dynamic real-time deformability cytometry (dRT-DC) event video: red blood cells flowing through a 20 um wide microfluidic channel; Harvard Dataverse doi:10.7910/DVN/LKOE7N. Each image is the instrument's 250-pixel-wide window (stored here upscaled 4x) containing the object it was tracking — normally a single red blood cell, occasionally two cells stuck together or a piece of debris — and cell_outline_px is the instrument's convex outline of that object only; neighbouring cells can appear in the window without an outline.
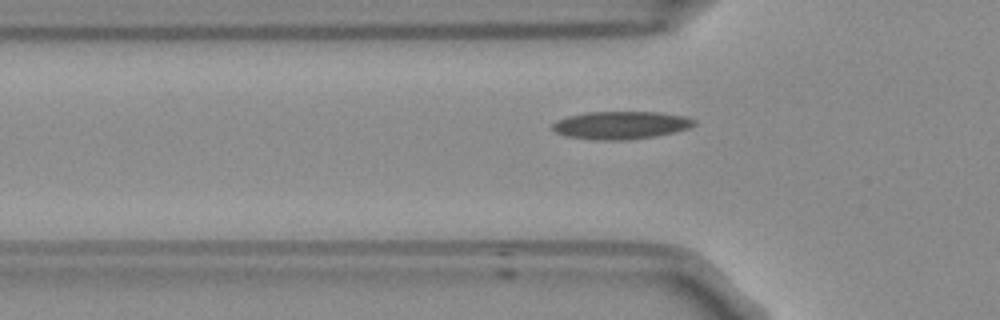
{"species": "Egyptian fruit bat (a non-hibernating species)", "species_latin": "Rousettus aegyptiacus", "temperature_condition": "room temperature", "stored_images_in_passage": 39, "camera_frame_rate_fps": 3000, "um_per_image_px": 0.085, "frame": {"image": 1, "passage_image": 3, "time_ms": 0.667, "image_size_px": [1000, 320], "cell_outline_px": [[696, 124], [688, 128], [676, 132], [656, 136], [624, 140], [600, 140], [568, 136], [556, 132], [552, 128], [552, 124], [556, 120], [568, 116], [588, 112], [660, 112], [688, 116], [696, 120]], "centroid_in_image_um": [52.83, 10.63], "position_along_channel_um": 73.0, "area_um2": 23.0}}
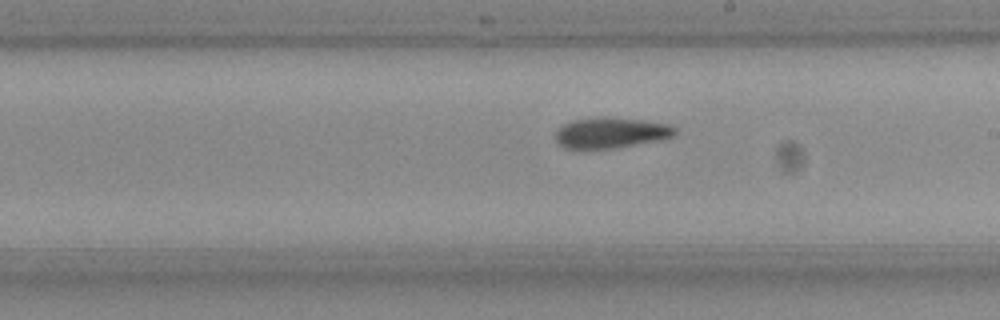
{"frame": {"image": 2, "passage_image": 16, "time_ms": 5.0, "image_size_px": [1000, 320], "cell_outline_px": [[676, 132], [672, 136], [660, 140], [616, 148], [564, 148], [556, 140], [556, 132], [564, 124], [572, 120], [596, 116], [612, 116], [644, 120], [672, 124], [676, 128]], "centroid_in_image_um": [51.96, 11.25], "position_along_channel_um": 237.0, "area_um2": 21.62}}
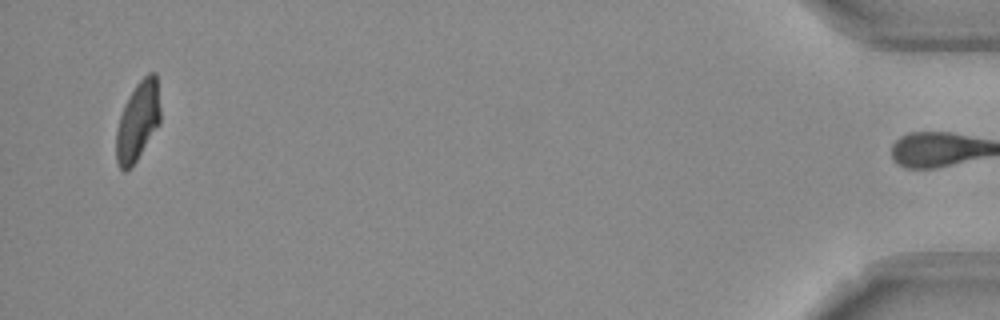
{"frame": {"image": 3, "passage_image": 38, "time_ms": 12.333, "image_size_px": [1000, 320], "cell_outline_px": [[160, 124], [132, 168], [124, 172], [116, 164], [116, 128], [124, 104], [128, 96], [136, 84], [148, 72], [156, 72], [160, 108]], "centroid_in_image_um": [11.71, 10.33], "position_along_channel_um": 423.5, "area_um2": 20.75}, "authors_computed_cell_mechanics": {"area_um2": 21.4438, "velocity_mm_per_s": 3.7578, "shape_relaxation_time_tau1_ms": null, "shape_relaxation_time_tau2_ms": 4.3832, "deformation_change_tau1": null, "deformation_change_tau2": 0.1098}}